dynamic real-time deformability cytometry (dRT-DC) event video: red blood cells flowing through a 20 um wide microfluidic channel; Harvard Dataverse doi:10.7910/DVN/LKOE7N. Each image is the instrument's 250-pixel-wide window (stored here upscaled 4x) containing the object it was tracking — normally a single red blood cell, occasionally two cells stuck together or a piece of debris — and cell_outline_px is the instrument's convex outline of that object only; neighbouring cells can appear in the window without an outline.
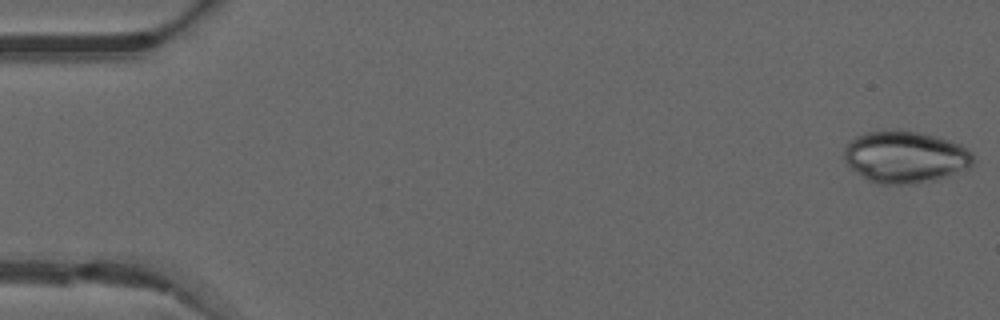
{"species": "common noctule bat (a hibernating species)", "species_latin": "Nyctalus noctula", "temperature_condition": "warm", "stored_images_in_passage": 34, "camera_frame_rate_fps": 3000, "um_per_image_px": 0.085, "animal": {"sex": "male", "forearm_length_mm": 52.5}, "frame": {"image": 1, "passage_image": 1, "time_ms": 0.0, "image_size_px": [1000, 320], "cell_outline_px": [[972, 164], [968, 168], [916, 184], [876, 184], [868, 180], [856, 172], [844, 160], [844, 148], [856, 136], [864, 132], [888, 128], [896, 128], [936, 136], [960, 144], [972, 156]], "centroid_in_image_um": [76.86, 13.31], "position_along_channel_um": 8.1, "area_um2": 38.84}}
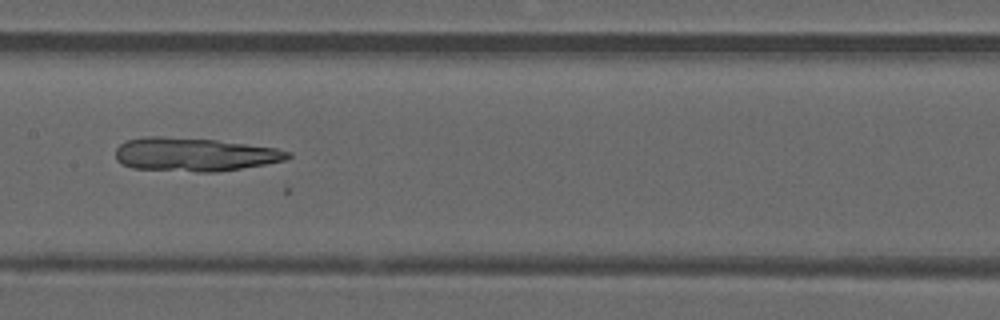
{"frame": {"image": 2, "passage_image": 25, "time_ms": 8.0, "image_size_px": [1000, 320], "cell_outline_px": [[292, 156], [284, 160], [264, 164], [216, 172], [196, 172], [132, 168], [116, 160], [116, 148], [120, 144], [128, 140], [144, 136], [160, 136], [216, 140], [276, 148], [292, 152]], "centroid_in_image_um": [16.51, 13.13], "position_along_channel_um": 190.9, "area_um2": 33.52}}
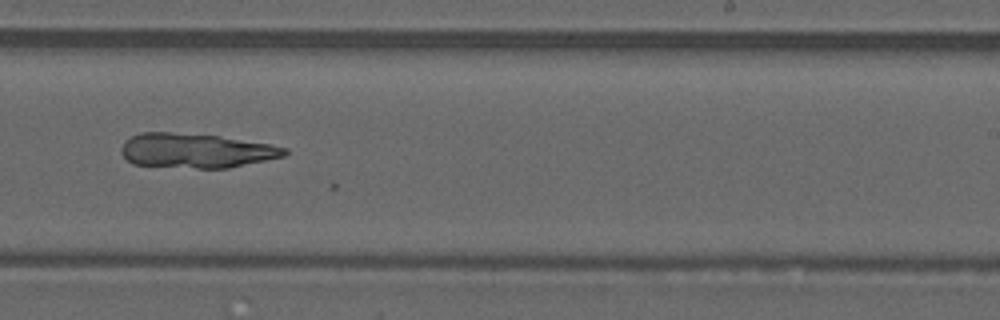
{"frame": {"image": 3, "passage_image": 31, "time_ms": 10.0, "image_size_px": [1000, 320], "cell_outline_px": [[288, 152], [284, 156], [228, 168], [196, 168], [132, 164], [120, 152], [120, 148], [124, 140], [140, 132], [168, 132], [220, 136], [268, 144], [288, 148]], "centroid_in_image_um": [16.62, 12.8], "position_along_channel_um": 272.4, "area_um2": 32.71}}